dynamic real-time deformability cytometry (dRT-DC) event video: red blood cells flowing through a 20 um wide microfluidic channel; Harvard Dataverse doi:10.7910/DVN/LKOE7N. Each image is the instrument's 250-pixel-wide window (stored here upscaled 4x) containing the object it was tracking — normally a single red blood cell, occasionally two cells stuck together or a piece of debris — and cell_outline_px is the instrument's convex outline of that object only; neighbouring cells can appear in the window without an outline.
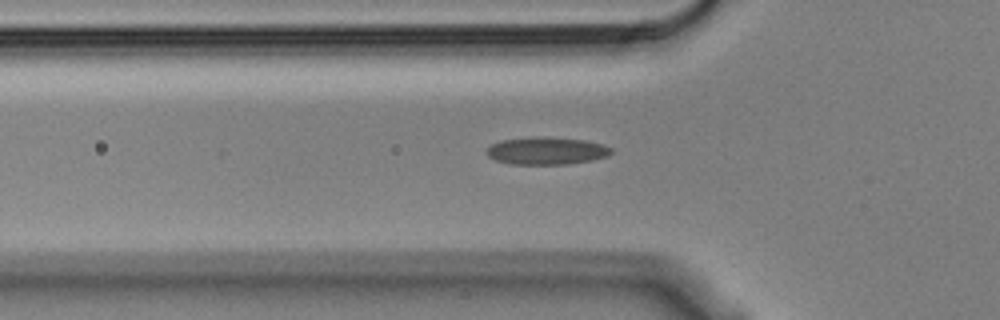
{"species": "Egyptian fruit bat (a non-hibernating species)", "species_latin": "Rousettus aegyptiacus", "temperature_condition": "cold", "stored_images_in_passage": 33, "camera_frame_rate_fps": 3000, "um_per_image_px": 0.085, "animal": {"sex": "male"}, "frame": {"image": 1, "passage_image": 2, "time_ms": 0.333, "image_size_px": [1000, 320], "cell_outline_px": [[612, 152], [608, 156], [592, 160], [568, 164], [512, 164], [496, 160], [488, 156], [488, 148], [492, 144], [500, 140], [532, 136], [544, 136], [584, 140], [600, 144], [612, 148]], "centroid_in_image_um": [46.46, 12.81], "position_along_channel_um": 79.3, "area_um2": 19.94}}
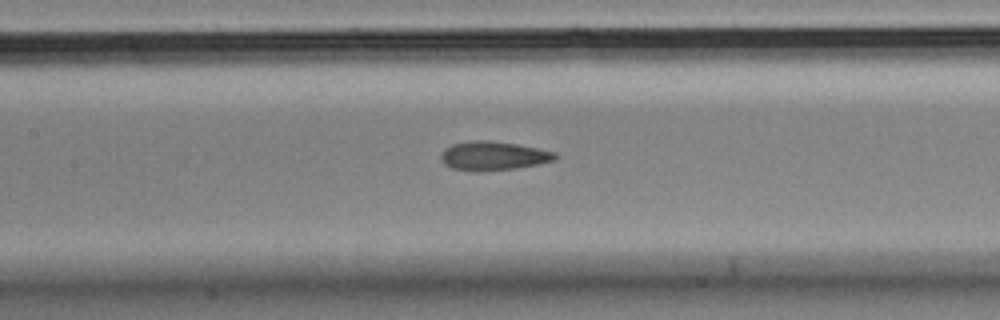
{"frame": {"image": 2, "passage_image": 9, "time_ms": 2.667, "image_size_px": [1000, 320], "cell_outline_px": [[560, 156], [556, 160], [516, 168], [480, 172], [452, 168], [444, 164], [440, 160], [440, 152], [444, 148], [452, 144], [476, 140], [488, 140], [516, 144], [540, 148], [556, 152]], "centroid_in_image_um": [41.93, 13.24], "position_along_channel_um": 165.5, "area_um2": 19.48}}
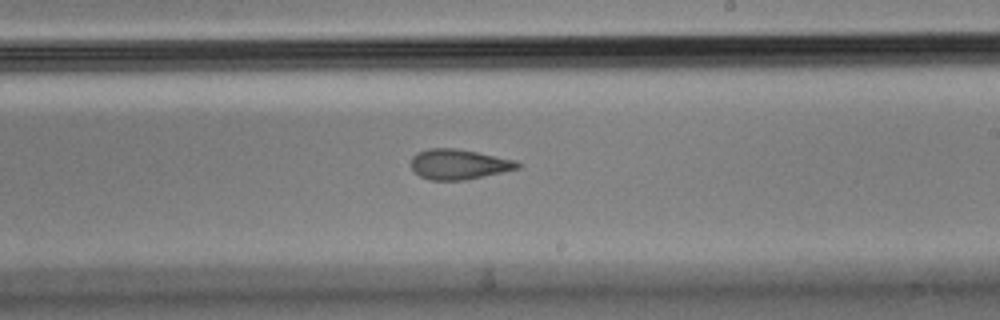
{"frame": {"image": 3, "passage_image": 16, "time_ms": 5.0, "image_size_px": [1000, 320], "cell_outline_px": [[520, 168], [504, 172], [464, 180], [432, 180], [420, 176], [408, 164], [412, 156], [416, 152], [428, 148], [456, 148], [516, 160], [520, 164]], "centroid_in_image_um": [38.96, 13.96], "position_along_channel_um": 250.0, "area_um2": 18.84}, "authors_computed_cell_mechanics": {"area_um2": 19.1896, "velocity_mm_per_s": 3.6356, "shape_relaxation_time_tau1_ms": null, "shape_relaxation_time_tau2_ms": 1.6195, "deformation_change_tau1": null, "deformation_change_tau2": 0.0874}}